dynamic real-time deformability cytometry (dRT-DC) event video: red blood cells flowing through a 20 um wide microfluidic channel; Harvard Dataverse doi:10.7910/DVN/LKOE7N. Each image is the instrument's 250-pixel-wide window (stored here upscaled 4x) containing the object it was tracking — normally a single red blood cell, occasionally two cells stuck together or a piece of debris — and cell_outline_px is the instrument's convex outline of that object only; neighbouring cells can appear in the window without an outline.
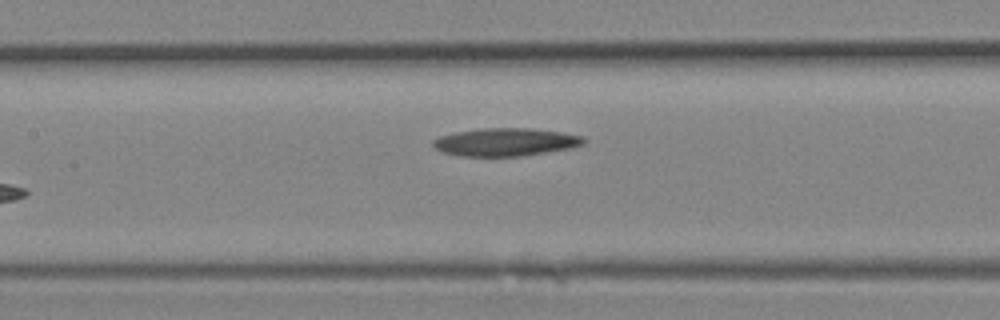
{"species": "Egyptian fruit bat (a non-hibernating species)", "species_latin": "Rousettus aegyptiacus", "temperature_condition": "room temperature", "stored_images_in_passage": 8, "camera_frame_rate_fps": 3000, "um_per_image_px": 0.085, "animal": {"sex": "female"}, "frame": {"image": 1, "passage_image": 8, "time_ms": 2.333, "image_size_px": [1000, 320], "cell_outline_px": [[588, 140], [584, 144], [568, 148], [524, 156], [460, 156], [440, 152], [432, 144], [432, 140], [440, 136], [456, 132], [484, 128], [528, 128], [564, 132], [584, 136]], "centroid_in_image_um": [42.99, 12.07], "position_along_channel_um": 164.4, "area_um2": 24.62}}